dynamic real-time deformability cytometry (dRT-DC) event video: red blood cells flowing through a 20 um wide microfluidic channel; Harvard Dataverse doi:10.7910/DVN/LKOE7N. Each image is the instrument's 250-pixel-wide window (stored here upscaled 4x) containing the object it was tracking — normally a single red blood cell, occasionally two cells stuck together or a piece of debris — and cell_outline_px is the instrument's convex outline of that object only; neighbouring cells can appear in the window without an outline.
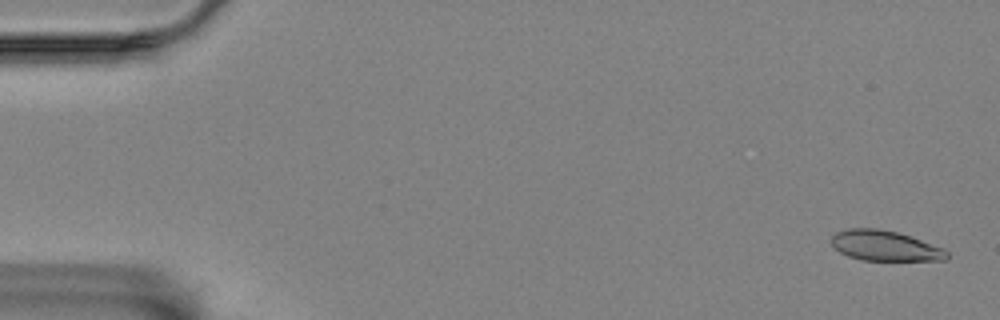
{"species": "Egyptian fruit bat (a non-hibernating species)", "species_latin": "Rousettus aegyptiacus", "temperature_condition": "room temperature", "stored_images_in_passage": 21, "camera_frame_rate_fps": 3000, "um_per_image_px": 0.085, "animal": {"sex": "female"}, "frame": {"image": 1, "passage_image": 2, "time_ms": 0.333, "image_size_px": [1000, 320], "cell_outline_px": [[948, 260], [864, 260], [848, 256], [840, 252], [832, 244], [832, 236], [836, 232], [848, 228], [876, 228], [896, 232], [944, 248], [948, 252]], "centroid_in_image_um": [75.22, 20.89], "position_along_channel_um": 9.8, "area_um2": 20.11}}
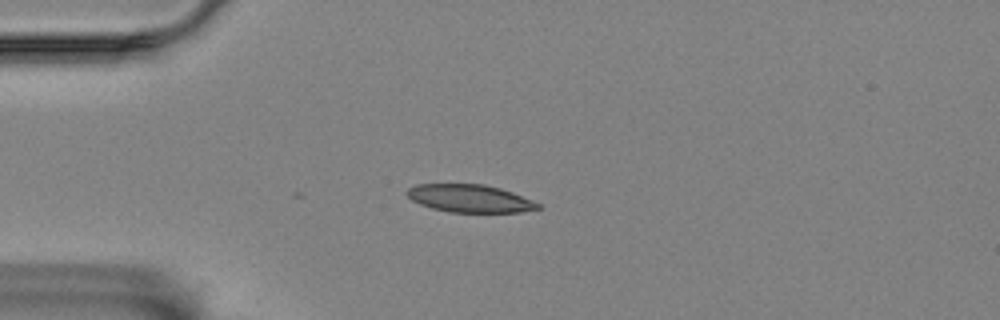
{"frame": {"image": 2, "passage_image": 15, "time_ms": 4.667, "image_size_px": [1000, 320], "cell_outline_px": [[540, 208], [520, 212], [448, 212], [432, 208], [420, 204], [412, 200], [404, 192], [408, 188], [416, 184], [484, 184], [500, 188], [512, 192], [532, 200], [540, 204]], "centroid_in_image_um": [39.91, 16.86], "position_along_channel_um": 45.1, "area_um2": 21.15}}
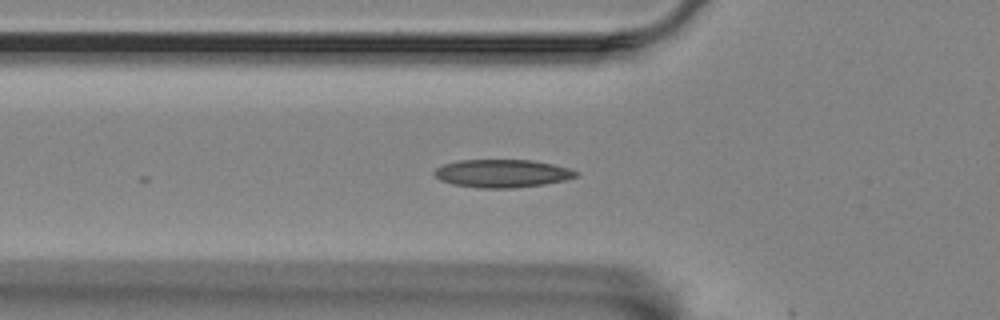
{"frame": {"image": 3, "passage_image": 20, "time_ms": 6.333, "image_size_px": [1000, 320], "cell_outline_px": [[580, 172], [576, 176], [564, 180], [544, 184], [512, 188], [480, 188], [452, 184], [440, 180], [432, 172], [436, 168], [444, 164], [460, 160], [532, 160], [552, 164], [568, 168]], "centroid_in_image_um": [42.66, 14.74], "position_along_channel_um": 83.1, "area_um2": 23.0}}